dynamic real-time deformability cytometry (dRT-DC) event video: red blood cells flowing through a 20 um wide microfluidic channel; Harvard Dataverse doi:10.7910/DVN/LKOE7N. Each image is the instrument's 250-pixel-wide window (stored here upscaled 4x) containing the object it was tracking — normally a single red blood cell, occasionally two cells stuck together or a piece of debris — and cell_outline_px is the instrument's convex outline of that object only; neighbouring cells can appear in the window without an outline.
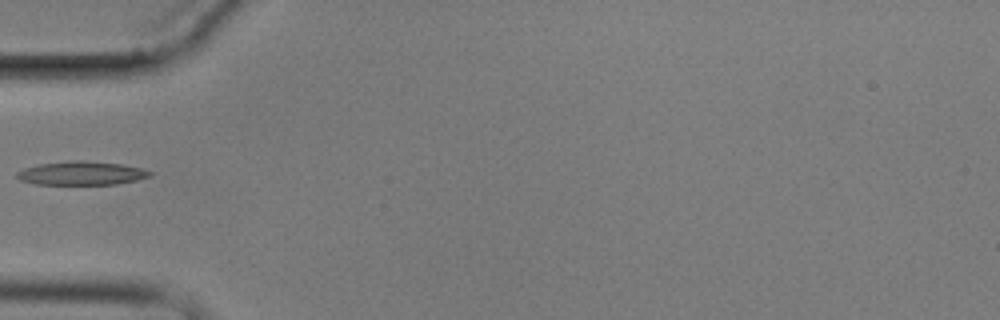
{"species": "common noctule bat (a hibernating species)", "species_latin": "Nyctalus noctula", "temperature_condition": "cold", "stored_images_in_passage": 4, "camera_frame_rate_fps": 3000, "um_per_image_px": 0.085, "animal": {"sex": "male", "body_mass_g": 17.9}, "frame": {"image": 1, "passage_image": 4, "time_ms": 3.667, "image_size_px": [1000, 320], "cell_outline_px": [[152, 176], [136, 180], [116, 184], [36, 184], [20, 180], [16, 176], [16, 172], [24, 168], [40, 164], [68, 160], [84, 160], [120, 164], [144, 168], [152, 172]], "centroid_in_image_um": [6.94, 14.71], "position_along_channel_um": 78.1, "area_um2": 18.38}}